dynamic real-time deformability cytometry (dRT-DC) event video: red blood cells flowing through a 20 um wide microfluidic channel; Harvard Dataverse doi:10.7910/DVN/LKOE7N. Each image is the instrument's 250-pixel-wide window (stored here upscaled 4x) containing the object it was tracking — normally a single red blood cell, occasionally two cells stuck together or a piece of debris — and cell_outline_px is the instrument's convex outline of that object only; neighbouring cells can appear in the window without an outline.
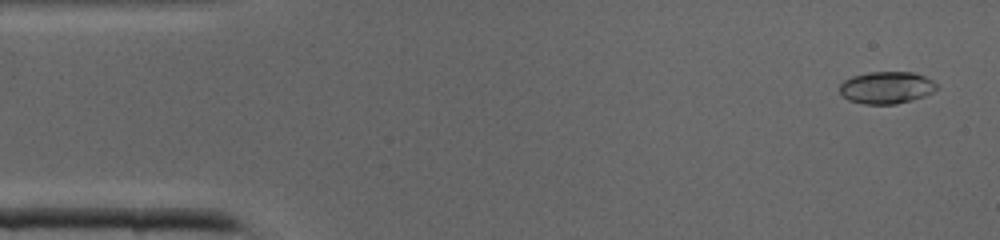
{"species": "common noctule bat (a hibernating species)", "species_latin": "Nyctalus noctula", "temperature_condition": "cold", "stored_images_in_passage": 41, "camera_frame_rate_fps": 3000, "um_per_image_px": 0.085, "animal": {"sex": "male", "body_mass_g": 19.0, "forearm_length_mm": 50.8}, "frame": {"image": 1, "passage_image": 2, "time_ms": 0.333, "image_size_px": [1000, 240], "cell_outline_px": [[940, 88], [924, 96], [912, 100], [896, 104], [864, 104], [848, 100], [840, 92], [840, 84], [844, 80], [852, 76], [868, 72], [912, 72], [924, 76], [940, 84]], "centroid_in_image_um": [75.38, 7.44], "position_along_channel_um": 9.6, "area_um2": 18.32}}
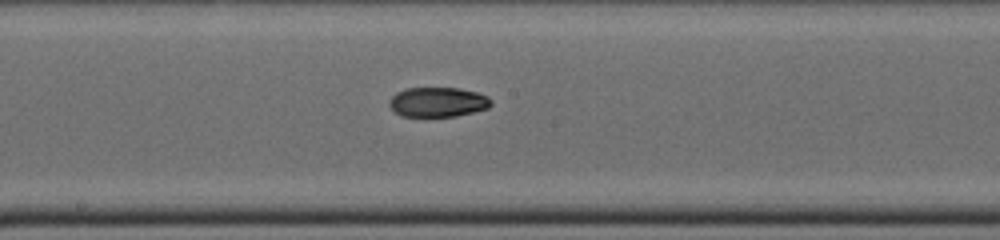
{"frame": {"image": 2, "passage_image": 21, "time_ms": 6.667, "image_size_px": [1000, 240], "cell_outline_px": [[492, 104], [488, 108], [456, 116], [400, 116], [388, 104], [388, 100], [396, 92], [404, 88], [460, 88], [476, 92], [488, 96], [492, 100]], "centroid_in_image_um": [37.21, 8.66], "position_along_channel_um": 211.0, "area_um2": 17.69}}
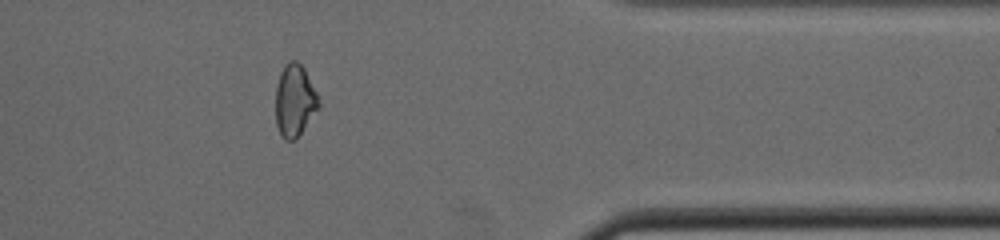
{"frame": {"image": 3, "passage_image": 33, "time_ms": 10.667, "image_size_px": [1000, 240], "cell_outline_px": [[320, 108], [296, 140], [284, 140], [276, 124], [276, 84], [280, 72], [284, 64], [288, 60], [296, 60], [304, 68], [316, 92], [320, 104]], "centroid_in_image_um": [25.05, 8.55], "position_along_channel_um": 386.4, "area_um2": 18.32}}